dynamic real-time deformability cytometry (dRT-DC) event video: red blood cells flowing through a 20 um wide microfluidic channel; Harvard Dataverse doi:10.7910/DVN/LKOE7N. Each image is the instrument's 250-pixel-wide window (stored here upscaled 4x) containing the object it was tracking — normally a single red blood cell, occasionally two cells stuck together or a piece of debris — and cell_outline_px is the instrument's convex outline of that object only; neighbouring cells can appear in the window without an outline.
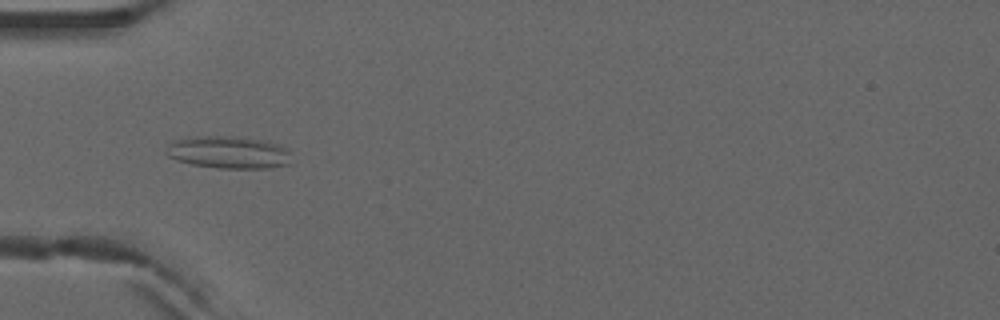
{"species": "common noctule bat (a hibernating species)", "species_latin": "Nyctalus noctula", "temperature_condition": "warm", "stored_images_in_passage": 6, "camera_frame_rate_fps": 3000, "um_per_image_px": 0.085, "animal": {"sex": "male", "forearm_length_mm": 52.5}, "frame": {"image": 1, "passage_image": 3, "time_ms": 0.667, "image_size_px": [1000, 320], "cell_outline_px": [[288, 164], [268, 168], [220, 168], [192, 164], [176, 160], [168, 156], [164, 152], [168, 144], [172, 140], [200, 136], [236, 136], [268, 140], [280, 144], [288, 148]], "centroid_in_image_um": [19.41, 12.93], "position_along_channel_um": 65.6, "area_um2": 23.81}}
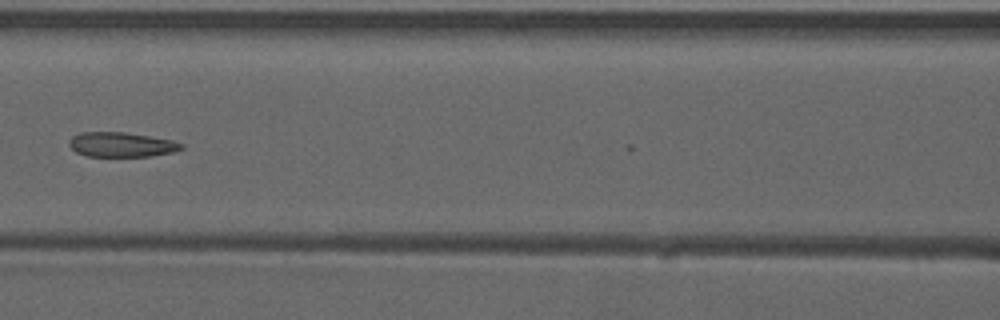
{"frame": {"image": 2, "passage_image": 5, "time_ms": 1.333, "image_size_px": [1000, 320], "cell_outline_px": [[184, 148], [172, 152], [148, 156], [88, 156], [76, 152], [68, 144], [68, 140], [72, 136], [80, 132], [124, 132], [172, 140], [184, 144]], "centroid_in_image_um": [10.29, 12.28], "position_along_channel_um": 156.3, "area_um2": 16.07}}